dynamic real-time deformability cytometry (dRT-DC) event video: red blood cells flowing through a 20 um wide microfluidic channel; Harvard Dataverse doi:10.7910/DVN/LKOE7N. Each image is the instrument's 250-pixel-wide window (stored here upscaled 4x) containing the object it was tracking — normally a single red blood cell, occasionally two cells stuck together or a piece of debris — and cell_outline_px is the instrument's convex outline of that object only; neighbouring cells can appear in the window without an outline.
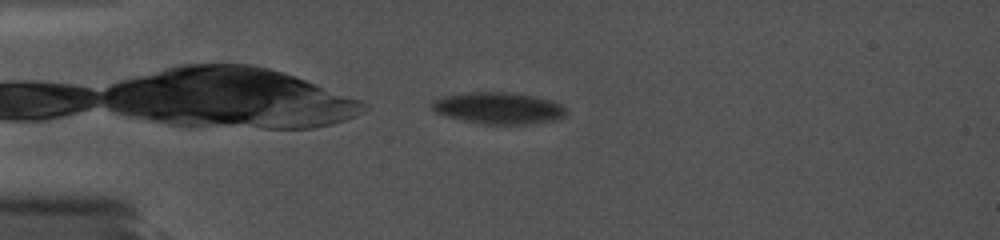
{"species": "common noctule bat (a hibernating species)", "species_latin": "Nyctalus noctula", "temperature_condition": "cold", "stored_images_in_passage": 50, "camera_frame_rate_fps": 5000, "um_per_image_px": 0.085, "animal": {"sex": "female", "body_mass_g": 19.0, "forearm_length_mm": 56.7}, "frame": {"image": 1, "passage_image": 5, "time_ms": 0.6, "image_size_px": [1000, 240], "cell_outline_px": [[568, 112], [564, 116], [556, 120], [528, 124], [484, 124], [464, 120], [448, 116], [436, 112], [432, 108], [432, 100], [440, 96], [468, 92], [512, 92], [536, 96], [560, 104]], "centroid_in_image_um": [42.37, 9.18], "position_along_channel_um": 42.6, "area_um2": 24.74}}
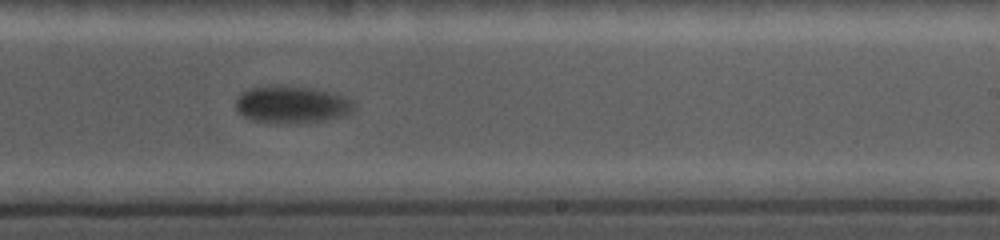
{"frame": {"image": 2, "passage_image": 30, "time_ms": 7.6, "image_size_px": [1000, 240], "cell_outline_px": [[356, 108], [348, 112], [328, 120], [296, 124], [252, 120], [244, 116], [236, 108], [236, 100], [244, 92], [252, 88], [308, 88], [328, 92], [340, 96], [348, 100]], "centroid_in_image_um": [24.79, 8.94], "position_along_channel_um": 264.2, "area_um2": 24.22}}
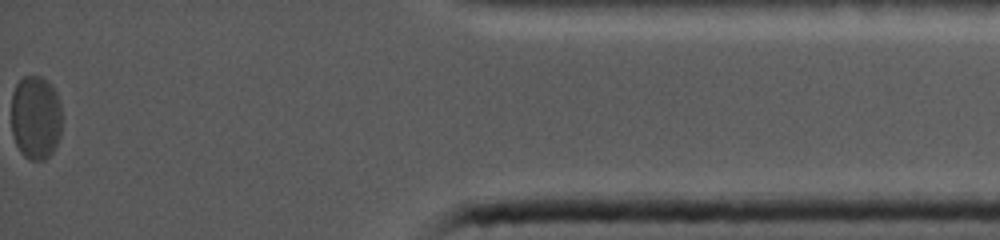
{"frame": {"image": 3, "passage_image": 50, "time_ms": 13.4, "image_size_px": [1000, 240], "cell_outline_px": [[60, 136], [52, 152], [44, 160], [28, 160], [20, 152], [16, 144], [12, 132], [12, 92], [16, 84], [24, 76], [40, 76], [48, 80], [52, 84], [56, 92], [60, 104]], "centroid_in_image_um": [3.02, 9.98], "position_along_channel_um": 432.2, "area_um2": 24.91}}